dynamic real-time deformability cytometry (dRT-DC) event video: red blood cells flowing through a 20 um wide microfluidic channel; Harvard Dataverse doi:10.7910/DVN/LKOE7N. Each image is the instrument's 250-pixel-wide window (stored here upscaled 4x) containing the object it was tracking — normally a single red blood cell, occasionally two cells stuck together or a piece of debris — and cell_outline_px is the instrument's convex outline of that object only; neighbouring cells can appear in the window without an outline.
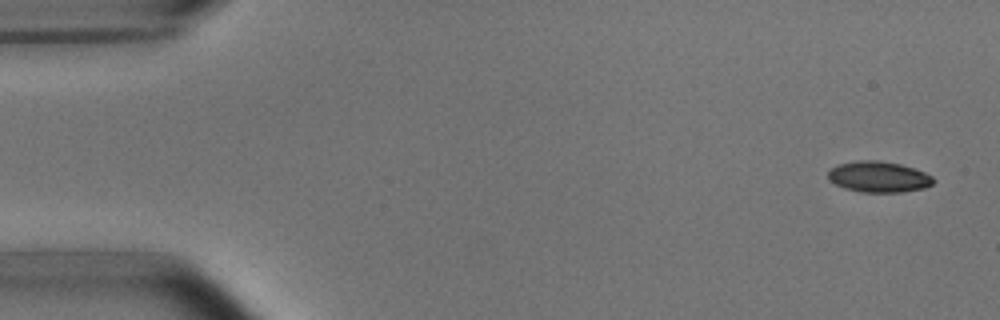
{"species": "common noctule bat (a hibernating species)", "species_latin": "Nyctalus noctula", "temperature_condition": "room temperature", "stored_images_in_passage": 6, "camera_frame_rate_fps": 3000, "um_per_image_px": 0.085, "animal": {"sex": "male", "body_mass_g": 15.6}, "frame": {"image": 1, "passage_image": 1, "time_ms": 0.0, "image_size_px": [1000, 320], "cell_outline_px": [[936, 180], [932, 184], [924, 188], [900, 192], [860, 192], [844, 188], [828, 180], [828, 172], [832, 168], [840, 164], [860, 160], [880, 160], [900, 164], [924, 172], [932, 176]], "centroid_in_image_um": [74.69, 15.03], "position_along_channel_um": 10.3, "area_um2": 18.9}}
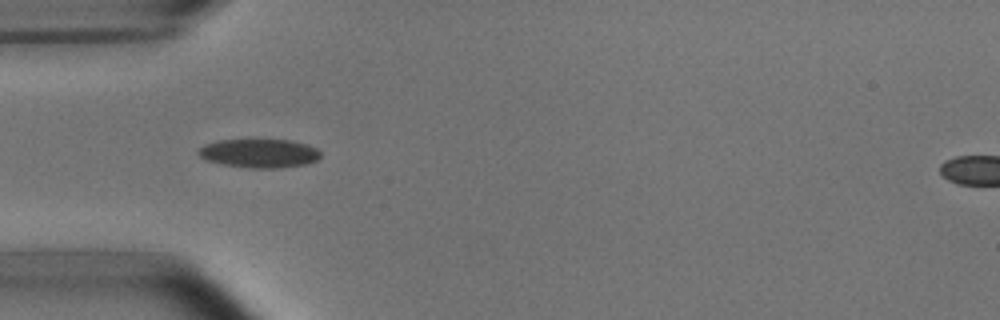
{"frame": {"image": 2, "passage_image": 5, "time_ms": 4.667, "image_size_px": [1000, 320], "cell_outline_px": [[320, 156], [316, 160], [304, 164], [280, 168], [248, 168], [224, 164], [208, 160], [200, 156], [196, 152], [204, 144], [220, 140], [288, 140], [308, 144], [316, 148], [320, 152]], "centroid_in_image_um": [22.04, 13.03], "position_along_channel_um": 63.0, "area_um2": 20.29}}